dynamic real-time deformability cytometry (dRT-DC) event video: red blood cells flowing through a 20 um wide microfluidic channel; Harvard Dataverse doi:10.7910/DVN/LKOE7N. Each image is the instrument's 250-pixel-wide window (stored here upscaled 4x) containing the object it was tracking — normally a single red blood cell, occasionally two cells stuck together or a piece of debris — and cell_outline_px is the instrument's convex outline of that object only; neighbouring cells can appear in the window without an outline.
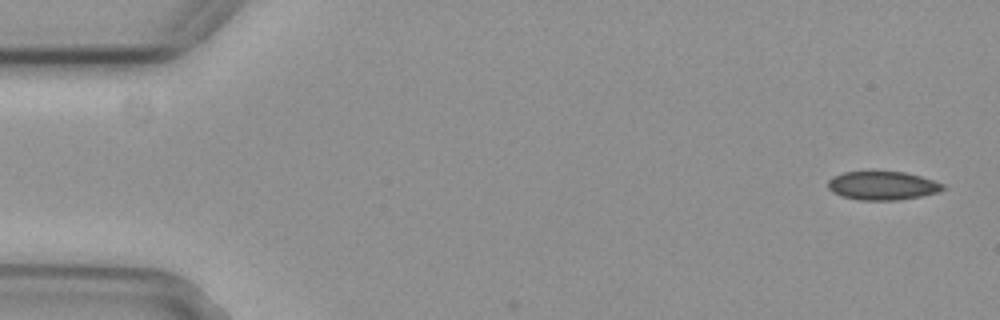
{"species": "common noctule bat (a hibernating species)", "species_latin": "Nyctalus noctula", "temperature_condition": "cold", "stored_images_in_passage": 5, "camera_frame_rate_fps": 3000, "um_per_image_px": 0.085, "animal": {"sex": "female", "body_mass_g": 29.2, "forearm_length_mm": 56.3}, "frame": {"image": 1, "passage_image": 1, "time_ms": 0.0, "image_size_px": [1000, 320], "cell_outline_px": [[948, 188], [940, 192], [920, 196], [896, 200], [860, 200], [844, 196], [832, 192], [828, 188], [828, 180], [832, 176], [844, 172], [904, 172], [920, 176], [944, 184]], "centroid_in_image_um": [75.03, 15.78], "position_along_channel_um": 10.0, "area_um2": 19.07}}